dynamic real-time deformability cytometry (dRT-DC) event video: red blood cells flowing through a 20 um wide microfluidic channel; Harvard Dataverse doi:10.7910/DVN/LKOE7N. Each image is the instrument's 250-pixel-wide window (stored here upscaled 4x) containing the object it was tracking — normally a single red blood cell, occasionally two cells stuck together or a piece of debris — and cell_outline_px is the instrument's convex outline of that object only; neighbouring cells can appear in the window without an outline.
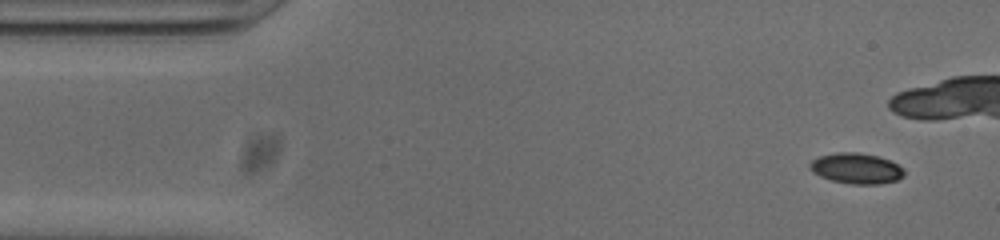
{"species": "common noctule bat (a hibernating species)", "species_latin": "Nyctalus noctula", "temperature_condition": "cold", "stored_images_in_passage": 39, "camera_frame_rate_fps": 3000, "um_per_image_px": 0.085, "animal": {"sex": "male", "body_mass_g": 20.0, "forearm_length_mm": 53.3}, "frame": {"image": 1, "passage_image": 3, "time_ms": 0.667, "image_size_px": [1000, 240], "cell_outline_px": [[904, 176], [896, 180], [880, 184], [852, 184], [832, 180], [820, 176], [812, 172], [808, 168], [808, 164], [812, 160], [820, 156], [836, 152], [856, 152], [876, 156], [888, 160], [904, 168]], "centroid_in_image_um": [72.76, 14.31], "position_along_channel_um": 12.2, "area_um2": 16.76}}
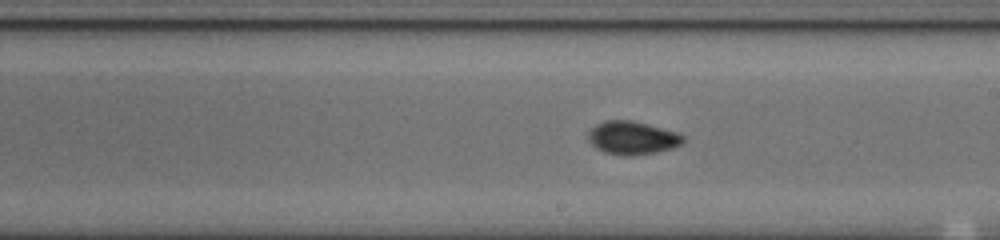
{"frame": {"image": 2, "passage_image": 28, "time_ms": 9.0, "image_size_px": [1000, 240], "cell_outline_px": [[684, 140], [680, 144], [672, 148], [656, 152], [628, 156], [604, 152], [596, 148], [588, 140], [588, 132], [596, 124], [604, 120], [632, 120], [648, 124], [676, 132], [684, 136]], "centroid_in_image_um": [53.72, 11.71], "position_along_channel_um": 235.3, "area_um2": 18.26}}
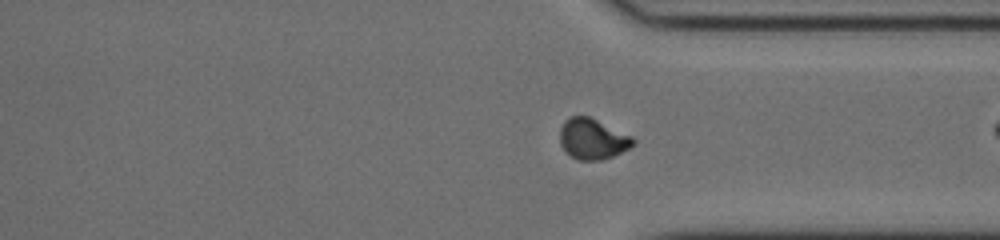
{"frame": {"image": 3, "passage_image": 38, "time_ms": 12.333, "image_size_px": [1000, 240], "cell_outline_px": [[636, 140], [628, 148], [612, 156], [600, 160], [576, 160], [560, 144], [560, 128], [564, 120], [572, 116], [588, 116], [632, 136]], "centroid_in_image_um": [50.35, 11.8], "position_along_channel_um": 361.1, "area_um2": 17.05}}